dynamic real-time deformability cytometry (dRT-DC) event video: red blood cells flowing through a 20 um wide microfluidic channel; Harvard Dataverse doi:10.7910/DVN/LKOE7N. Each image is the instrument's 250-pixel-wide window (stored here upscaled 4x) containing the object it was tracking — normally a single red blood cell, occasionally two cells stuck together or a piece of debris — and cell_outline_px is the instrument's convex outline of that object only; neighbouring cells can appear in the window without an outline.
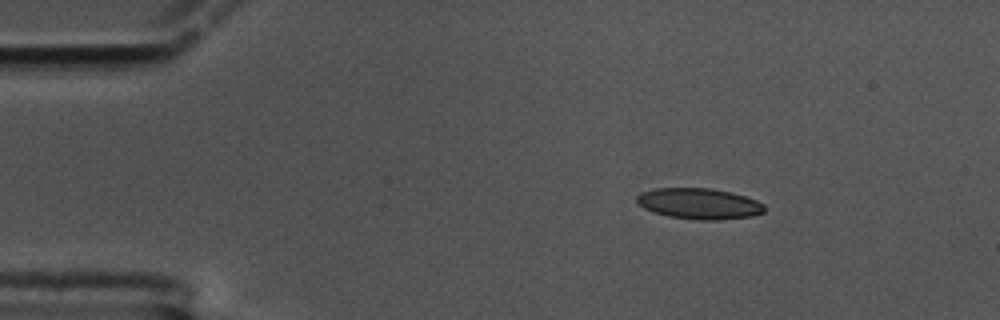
{"species": "common noctule bat (a hibernating species)", "species_latin": "Nyctalus noctula", "temperature_condition": "cold", "stored_images_in_passage": 51, "camera_frame_rate_fps": 3000, "um_per_image_px": 0.085, "animal": {"sex": "male", "body_mass_g": 17.5, "forearm_length_mm": 52.3}, "frame": {"image": 1, "passage_image": 1, "time_ms": 0.0, "image_size_px": [1000, 320], "cell_outline_px": [[764, 212], [752, 216], [720, 220], [696, 220], [668, 216], [644, 208], [636, 204], [636, 196], [640, 192], [656, 188], [712, 188], [732, 192], [756, 200], [764, 204]], "centroid_in_image_um": [59.41, 17.3], "position_along_channel_um": 25.6, "area_um2": 23.12}}
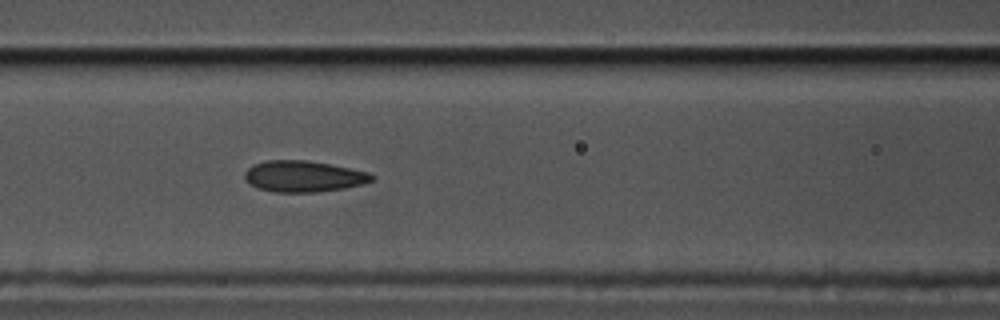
{"frame": {"image": 2, "passage_image": 17, "time_ms": 5.333, "image_size_px": [1000, 320], "cell_outline_px": [[376, 176], [372, 180], [360, 184], [344, 188], [316, 192], [272, 192], [260, 188], [244, 180], [244, 172], [252, 164], [268, 160], [304, 160], [328, 164], [368, 172]], "centroid_in_image_um": [25.76, 14.99], "position_along_channel_um": 140.8, "area_um2": 22.89}}
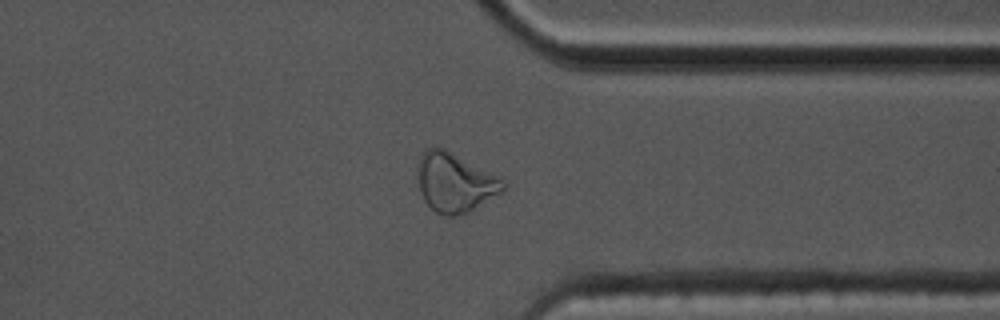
{"frame": {"image": 3, "passage_image": 38, "time_ms": 12.333, "image_size_px": [1000, 320], "cell_outline_px": [[508, 184], [500, 192], [468, 212], [456, 216], [444, 216], [436, 212], [424, 200], [420, 192], [416, 168], [416, 164], [420, 152], [424, 148], [432, 144], [444, 148], [504, 180]], "centroid_in_image_um": [38.58, 15.47], "position_along_channel_um": 372.8, "area_um2": 29.59}, "authors_computed_cell_mechanics": {"area_um2": 23.2934, "velocity_mm_per_s": 3.3554, "shape_relaxation_time_tau1_ms": null, "shape_relaxation_time_tau2_ms": 1.8869, "deformation_change_tau1": null, "deformation_change_tau2": 0.0957}}